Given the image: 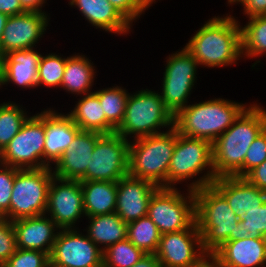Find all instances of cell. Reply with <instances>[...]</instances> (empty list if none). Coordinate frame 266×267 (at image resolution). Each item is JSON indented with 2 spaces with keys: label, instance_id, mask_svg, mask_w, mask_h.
Returning <instances> with one entry per match:
<instances>
[{
  "label": "cell",
  "instance_id": "27",
  "mask_svg": "<svg viewBox=\"0 0 266 267\" xmlns=\"http://www.w3.org/2000/svg\"><path fill=\"white\" fill-rule=\"evenodd\" d=\"M87 236L102 250L127 238V223L116 212L88 217ZM100 245H103V247Z\"/></svg>",
  "mask_w": 266,
  "mask_h": 267
},
{
  "label": "cell",
  "instance_id": "36",
  "mask_svg": "<svg viewBox=\"0 0 266 267\" xmlns=\"http://www.w3.org/2000/svg\"><path fill=\"white\" fill-rule=\"evenodd\" d=\"M266 160V128L250 145L243 166L233 175L245 177L252 169Z\"/></svg>",
  "mask_w": 266,
  "mask_h": 267
},
{
  "label": "cell",
  "instance_id": "33",
  "mask_svg": "<svg viewBox=\"0 0 266 267\" xmlns=\"http://www.w3.org/2000/svg\"><path fill=\"white\" fill-rule=\"evenodd\" d=\"M145 253L127 238L103 251V267H132Z\"/></svg>",
  "mask_w": 266,
  "mask_h": 267
},
{
  "label": "cell",
  "instance_id": "6",
  "mask_svg": "<svg viewBox=\"0 0 266 267\" xmlns=\"http://www.w3.org/2000/svg\"><path fill=\"white\" fill-rule=\"evenodd\" d=\"M205 169L207 172L200 178L199 174ZM197 175L199 179L188 184L189 190L195 191L212 185L216 179L212 143L204 139L186 137L177 132L175 149L168 169L167 187L174 188L177 182L193 179Z\"/></svg>",
  "mask_w": 266,
  "mask_h": 267
},
{
  "label": "cell",
  "instance_id": "7",
  "mask_svg": "<svg viewBox=\"0 0 266 267\" xmlns=\"http://www.w3.org/2000/svg\"><path fill=\"white\" fill-rule=\"evenodd\" d=\"M162 128L174 127V116L165 107L160 92L144 89L130 94L126 103L125 115L115 133L126 140L160 134ZM159 130V131H158Z\"/></svg>",
  "mask_w": 266,
  "mask_h": 267
},
{
  "label": "cell",
  "instance_id": "2",
  "mask_svg": "<svg viewBox=\"0 0 266 267\" xmlns=\"http://www.w3.org/2000/svg\"><path fill=\"white\" fill-rule=\"evenodd\" d=\"M232 15L213 17L186 43L185 49L206 67H222L242 58L241 26Z\"/></svg>",
  "mask_w": 266,
  "mask_h": 267
},
{
  "label": "cell",
  "instance_id": "29",
  "mask_svg": "<svg viewBox=\"0 0 266 267\" xmlns=\"http://www.w3.org/2000/svg\"><path fill=\"white\" fill-rule=\"evenodd\" d=\"M242 56L253 58L266 55V15L249 18L241 27Z\"/></svg>",
  "mask_w": 266,
  "mask_h": 267
},
{
  "label": "cell",
  "instance_id": "18",
  "mask_svg": "<svg viewBox=\"0 0 266 267\" xmlns=\"http://www.w3.org/2000/svg\"><path fill=\"white\" fill-rule=\"evenodd\" d=\"M103 135L95 131L80 130L55 164V168H52L53 175L63 179L80 180L92 160L96 142Z\"/></svg>",
  "mask_w": 266,
  "mask_h": 267
},
{
  "label": "cell",
  "instance_id": "9",
  "mask_svg": "<svg viewBox=\"0 0 266 267\" xmlns=\"http://www.w3.org/2000/svg\"><path fill=\"white\" fill-rule=\"evenodd\" d=\"M158 187L151 196L147 216L156 224L160 234L189 229L195 223V194L187 189Z\"/></svg>",
  "mask_w": 266,
  "mask_h": 267
},
{
  "label": "cell",
  "instance_id": "3",
  "mask_svg": "<svg viewBox=\"0 0 266 267\" xmlns=\"http://www.w3.org/2000/svg\"><path fill=\"white\" fill-rule=\"evenodd\" d=\"M194 194L195 223L202 247L208 255H212L226 241L240 237V219L213 185L197 189Z\"/></svg>",
  "mask_w": 266,
  "mask_h": 267
},
{
  "label": "cell",
  "instance_id": "19",
  "mask_svg": "<svg viewBox=\"0 0 266 267\" xmlns=\"http://www.w3.org/2000/svg\"><path fill=\"white\" fill-rule=\"evenodd\" d=\"M212 256L222 267H266V238L238 237L226 241Z\"/></svg>",
  "mask_w": 266,
  "mask_h": 267
},
{
  "label": "cell",
  "instance_id": "28",
  "mask_svg": "<svg viewBox=\"0 0 266 267\" xmlns=\"http://www.w3.org/2000/svg\"><path fill=\"white\" fill-rule=\"evenodd\" d=\"M93 62L84 55L75 54L67 57L61 88L66 92L80 95L91 93L95 80Z\"/></svg>",
  "mask_w": 266,
  "mask_h": 267
},
{
  "label": "cell",
  "instance_id": "39",
  "mask_svg": "<svg viewBox=\"0 0 266 267\" xmlns=\"http://www.w3.org/2000/svg\"><path fill=\"white\" fill-rule=\"evenodd\" d=\"M17 170L18 168L0 164V216L6 218L7 211L10 208L12 187Z\"/></svg>",
  "mask_w": 266,
  "mask_h": 267
},
{
  "label": "cell",
  "instance_id": "45",
  "mask_svg": "<svg viewBox=\"0 0 266 267\" xmlns=\"http://www.w3.org/2000/svg\"><path fill=\"white\" fill-rule=\"evenodd\" d=\"M132 267H161V263L159 262L155 254H145Z\"/></svg>",
  "mask_w": 266,
  "mask_h": 267
},
{
  "label": "cell",
  "instance_id": "1",
  "mask_svg": "<svg viewBox=\"0 0 266 267\" xmlns=\"http://www.w3.org/2000/svg\"><path fill=\"white\" fill-rule=\"evenodd\" d=\"M266 128V109L253 103L212 143L215 177L233 176L255 138Z\"/></svg>",
  "mask_w": 266,
  "mask_h": 267
},
{
  "label": "cell",
  "instance_id": "30",
  "mask_svg": "<svg viewBox=\"0 0 266 267\" xmlns=\"http://www.w3.org/2000/svg\"><path fill=\"white\" fill-rule=\"evenodd\" d=\"M161 234L146 215L127 224V239L145 254H155Z\"/></svg>",
  "mask_w": 266,
  "mask_h": 267
},
{
  "label": "cell",
  "instance_id": "35",
  "mask_svg": "<svg viewBox=\"0 0 266 267\" xmlns=\"http://www.w3.org/2000/svg\"><path fill=\"white\" fill-rule=\"evenodd\" d=\"M240 237L266 238V201L257 208L248 209L239 220Z\"/></svg>",
  "mask_w": 266,
  "mask_h": 267
},
{
  "label": "cell",
  "instance_id": "11",
  "mask_svg": "<svg viewBox=\"0 0 266 267\" xmlns=\"http://www.w3.org/2000/svg\"><path fill=\"white\" fill-rule=\"evenodd\" d=\"M166 62L160 96L165 107L175 116L188 105L199 64L184 47L169 55Z\"/></svg>",
  "mask_w": 266,
  "mask_h": 267
},
{
  "label": "cell",
  "instance_id": "37",
  "mask_svg": "<svg viewBox=\"0 0 266 267\" xmlns=\"http://www.w3.org/2000/svg\"><path fill=\"white\" fill-rule=\"evenodd\" d=\"M49 261L45 252L17 248L1 267H46Z\"/></svg>",
  "mask_w": 266,
  "mask_h": 267
},
{
  "label": "cell",
  "instance_id": "34",
  "mask_svg": "<svg viewBox=\"0 0 266 267\" xmlns=\"http://www.w3.org/2000/svg\"><path fill=\"white\" fill-rule=\"evenodd\" d=\"M67 58L60 55L49 53L42 56L38 65L37 87L44 85L45 87H60L63 74L65 71Z\"/></svg>",
  "mask_w": 266,
  "mask_h": 267
},
{
  "label": "cell",
  "instance_id": "17",
  "mask_svg": "<svg viewBox=\"0 0 266 267\" xmlns=\"http://www.w3.org/2000/svg\"><path fill=\"white\" fill-rule=\"evenodd\" d=\"M157 185L145 179L129 175L117 182L116 213L125 222L130 223L146 216L148 205Z\"/></svg>",
  "mask_w": 266,
  "mask_h": 267
},
{
  "label": "cell",
  "instance_id": "49",
  "mask_svg": "<svg viewBox=\"0 0 266 267\" xmlns=\"http://www.w3.org/2000/svg\"><path fill=\"white\" fill-rule=\"evenodd\" d=\"M1 162H2V151L0 149V164H1Z\"/></svg>",
  "mask_w": 266,
  "mask_h": 267
},
{
  "label": "cell",
  "instance_id": "40",
  "mask_svg": "<svg viewBox=\"0 0 266 267\" xmlns=\"http://www.w3.org/2000/svg\"><path fill=\"white\" fill-rule=\"evenodd\" d=\"M116 10L131 24L140 18L155 0H108Z\"/></svg>",
  "mask_w": 266,
  "mask_h": 267
},
{
  "label": "cell",
  "instance_id": "15",
  "mask_svg": "<svg viewBox=\"0 0 266 267\" xmlns=\"http://www.w3.org/2000/svg\"><path fill=\"white\" fill-rule=\"evenodd\" d=\"M45 214L50 215L60 229H75L77 220L85 215L80 180L53 176Z\"/></svg>",
  "mask_w": 266,
  "mask_h": 267
},
{
  "label": "cell",
  "instance_id": "4",
  "mask_svg": "<svg viewBox=\"0 0 266 267\" xmlns=\"http://www.w3.org/2000/svg\"><path fill=\"white\" fill-rule=\"evenodd\" d=\"M246 108L222 98L189 104L174 116V128L183 136L213 143Z\"/></svg>",
  "mask_w": 266,
  "mask_h": 267
},
{
  "label": "cell",
  "instance_id": "13",
  "mask_svg": "<svg viewBox=\"0 0 266 267\" xmlns=\"http://www.w3.org/2000/svg\"><path fill=\"white\" fill-rule=\"evenodd\" d=\"M155 255L161 267H194L208 254L194 223L189 229L162 234Z\"/></svg>",
  "mask_w": 266,
  "mask_h": 267
},
{
  "label": "cell",
  "instance_id": "31",
  "mask_svg": "<svg viewBox=\"0 0 266 267\" xmlns=\"http://www.w3.org/2000/svg\"><path fill=\"white\" fill-rule=\"evenodd\" d=\"M94 92L98 96L106 120L117 129L124 119L129 93L119 86L103 88Z\"/></svg>",
  "mask_w": 266,
  "mask_h": 267
},
{
  "label": "cell",
  "instance_id": "24",
  "mask_svg": "<svg viewBox=\"0 0 266 267\" xmlns=\"http://www.w3.org/2000/svg\"><path fill=\"white\" fill-rule=\"evenodd\" d=\"M92 26L114 34H127L132 25L108 0H70ZM131 27V28H130Z\"/></svg>",
  "mask_w": 266,
  "mask_h": 267
},
{
  "label": "cell",
  "instance_id": "26",
  "mask_svg": "<svg viewBox=\"0 0 266 267\" xmlns=\"http://www.w3.org/2000/svg\"><path fill=\"white\" fill-rule=\"evenodd\" d=\"M85 216H96L116 211L117 182L80 181Z\"/></svg>",
  "mask_w": 266,
  "mask_h": 267
},
{
  "label": "cell",
  "instance_id": "10",
  "mask_svg": "<svg viewBox=\"0 0 266 267\" xmlns=\"http://www.w3.org/2000/svg\"><path fill=\"white\" fill-rule=\"evenodd\" d=\"M44 111L30 116L2 151L1 164L18 169L44 168Z\"/></svg>",
  "mask_w": 266,
  "mask_h": 267
},
{
  "label": "cell",
  "instance_id": "47",
  "mask_svg": "<svg viewBox=\"0 0 266 267\" xmlns=\"http://www.w3.org/2000/svg\"><path fill=\"white\" fill-rule=\"evenodd\" d=\"M8 18H9L8 15H5V14L0 12V44H1L3 31H4V28H5V25H6Z\"/></svg>",
  "mask_w": 266,
  "mask_h": 267
},
{
  "label": "cell",
  "instance_id": "22",
  "mask_svg": "<svg viewBox=\"0 0 266 267\" xmlns=\"http://www.w3.org/2000/svg\"><path fill=\"white\" fill-rule=\"evenodd\" d=\"M40 52L33 48L10 51L0 57V87L10 82L22 88L37 87Z\"/></svg>",
  "mask_w": 266,
  "mask_h": 267
},
{
  "label": "cell",
  "instance_id": "42",
  "mask_svg": "<svg viewBox=\"0 0 266 267\" xmlns=\"http://www.w3.org/2000/svg\"><path fill=\"white\" fill-rule=\"evenodd\" d=\"M244 178L257 188L266 192V160L252 169Z\"/></svg>",
  "mask_w": 266,
  "mask_h": 267
},
{
  "label": "cell",
  "instance_id": "38",
  "mask_svg": "<svg viewBox=\"0 0 266 267\" xmlns=\"http://www.w3.org/2000/svg\"><path fill=\"white\" fill-rule=\"evenodd\" d=\"M16 249L17 244L12 221L0 216V267L15 253Z\"/></svg>",
  "mask_w": 266,
  "mask_h": 267
},
{
  "label": "cell",
  "instance_id": "5",
  "mask_svg": "<svg viewBox=\"0 0 266 267\" xmlns=\"http://www.w3.org/2000/svg\"><path fill=\"white\" fill-rule=\"evenodd\" d=\"M177 130L130 140L128 175L167 187V175L174 153Z\"/></svg>",
  "mask_w": 266,
  "mask_h": 267
},
{
  "label": "cell",
  "instance_id": "48",
  "mask_svg": "<svg viewBox=\"0 0 266 267\" xmlns=\"http://www.w3.org/2000/svg\"><path fill=\"white\" fill-rule=\"evenodd\" d=\"M46 267H61V266H58L54 264L53 262L49 261Z\"/></svg>",
  "mask_w": 266,
  "mask_h": 267
},
{
  "label": "cell",
  "instance_id": "16",
  "mask_svg": "<svg viewBox=\"0 0 266 267\" xmlns=\"http://www.w3.org/2000/svg\"><path fill=\"white\" fill-rule=\"evenodd\" d=\"M47 13L24 12L9 16L1 39L0 57L10 51L31 49L45 34L50 21Z\"/></svg>",
  "mask_w": 266,
  "mask_h": 267
},
{
  "label": "cell",
  "instance_id": "41",
  "mask_svg": "<svg viewBox=\"0 0 266 267\" xmlns=\"http://www.w3.org/2000/svg\"><path fill=\"white\" fill-rule=\"evenodd\" d=\"M243 6L245 15L248 18L266 15V0H229L228 3L234 4L237 3Z\"/></svg>",
  "mask_w": 266,
  "mask_h": 267
},
{
  "label": "cell",
  "instance_id": "46",
  "mask_svg": "<svg viewBox=\"0 0 266 267\" xmlns=\"http://www.w3.org/2000/svg\"><path fill=\"white\" fill-rule=\"evenodd\" d=\"M194 267H222V266L212 255H207L197 266Z\"/></svg>",
  "mask_w": 266,
  "mask_h": 267
},
{
  "label": "cell",
  "instance_id": "43",
  "mask_svg": "<svg viewBox=\"0 0 266 267\" xmlns=\"http://www.w3.org/2000/svg\"><path fill=\"white\" fill-rule=\"evenodd\" d=\"M0 12L8 15H18L26 12L20 3V0H0Z\"/></svg>",
  "mask_w": 266,
  "mask_h": 267
},
{
  "label": "cell",
  "instance_id": "25",
  "mask_svg": "<svg viewBox=\"0 0 266 267\" xmlns=\"http://www.w3.org/2000/svg\"><path fill=\"white\" fill-rule=\"evenodd\" d=\"M81 98V99H80ZM71 112L67 113L73 122L85 131L113 134L116 129L106 120L102 106L95 92L81 95Z\"/></svg>",
  "mask_w": 266,
  "mask_h": 267
},
{
  "label": "cell",
  "instance_id": "21",
  "mask_svg": "<svg viewBox=\"0 0 266 267\" xmlns=\"http://www.w3.org/2000/svg\"><path fill=\"white\" fill-rule=\"evenodd\" d=\"M12 225L17 248L37 250L50 255L60 228L46 214L17 219L12 221Z\"/></svg>",
  "mask_w": 266,
  "mask_h": 267
},
{
  "label": "cell",
  "instance_id": "12",
  "mask_svg": "<svg viewBox=\"0 0 266 267\" xmlns=\"http://www.w3.org/2000/svg\"><path fill=\"white\" fill-rule=\"evenodd\" d=\"M129 140L116 133L104 134L97 142L86 174L80 181L118 182L128 175Z\"/></svg>",
  "mask_w": 266,
  "mask_h": 267
},
{
  "label": "cell",
  "instance_id": "32",
  "mask_svg": "<svg viewBox=\"0 0 266 267\" xmlns=\"http://www.w3.org/2000/svg\"><path fill=\"white\" fill-rule=\"evenodd\" d=\"M20 105L12 102L0 104V149L3 151L8 143L20 131L29 118Z\"/></svg>",
  "mask_w": 266,
  "mask_h": 267
},
{
  "label": "cell",
  "instance_id": "8",
  "mask_svg": "<svg viewBox=\"0 0 266 267\" xmlns=\"http://www.w3.org/2000/svg\"><path fill=\"white\" fill-rule=\"evenodd\" d=\"M53 176L52 168L49 167L18 169L12 187L7 219L14 221L44 215Z\"/></svg>",
  "mask_w": 266,
  "mask_h": 267
},
{
  "label": "cell",
  "instance_id": "44",
  "mask_svg": "<svg viewBox=\"0 0 266 267\" xmlns=\"http://www.w3.org/2000/svg\"><path fill=\"white\" fill-rule=\"evenodd\" d=\"M22 8L26 12H41L46 13L45 11H42L43 5L46 3V0H20Z\"/></svg>",
  "mask_w": 266,
  "mask_h": 267
},
{
  "label": "cell",
  "instance_id": "20",
  "mask_svg": "<svg viewBox=\"0 0 266 267\" xmlns=\"http://www.w3.org/2000/svg\"><path fill=\"white\" fill-rule=\"evenodd\" d=\"M44 167H51L60 160L62 154L81 130L68 114L57 113L52 109L44 110Z\"/></svg>",
  "mask_w": 266,
  "mask_h": 267
},
{
  "label": "cell",
  "instance_id": "23",
  "mask_svg": "<svg viewBox=\"0 0 266 267\" xmlns=\"http://www.w3.org/2000/svg\"><path fill=\"white\" fill-rule=\"evenodd\" d=\"M212 185L226 198L239 219L248 209L260 207L266 201V192L251 184L244 177H217Z\"/></svg>",
  "mask_w": 266,
  "mask_h": 267
},
{
  "label": "cell",
  "instance_id": "14",
  "mask_svg": "<svg viewBox=\"0 0 266 267\" xmlns=\"http://www.w3.org/2000/svg\"><path fill=\"white\" fill-rule=\"evenodd\" d=\"M76 229H60L49 255L61 267H103V251Z\"/></svg>",
  "mask_w": 266,
  "mask_h": 267
}]
</instances>
